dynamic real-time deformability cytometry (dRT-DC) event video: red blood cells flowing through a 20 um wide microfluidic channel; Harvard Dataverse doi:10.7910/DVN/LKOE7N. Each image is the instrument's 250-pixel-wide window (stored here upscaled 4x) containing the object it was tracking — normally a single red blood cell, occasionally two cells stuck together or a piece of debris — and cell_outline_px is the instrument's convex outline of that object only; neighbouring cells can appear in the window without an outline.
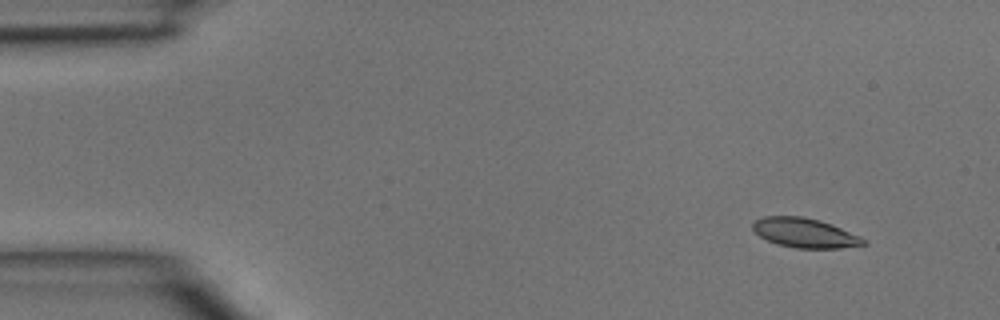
{"species": "common noctule bat (a hibernating species)", "species_latin": "Nyctalus noctula", "temperature_condition": "room temperature", "stored_images_in_passage": 42, "camera_frame_rate_fps": 3000, "um_per_image_px": 0.085, "animal": {"sex": "male", "body_mass_g": 15.6}, "frame": {"image": 1, "passage_image": 1, "time_ms": 0.0, "image_size_px": [1000, 320], "cell_outline_px": [[868, 244], [840, 248], [796, 248], [776, 244], [760, 236], [752, 228], [752, 224], [756, 220], [764, 216], [804, 216], [820, 220], [832, 224], [860, 236], [868, 240]], "centroid_in_image_um": [68.44, 19.79], "position_along_channel_um": 16.6, "area_um2": 19.13}}
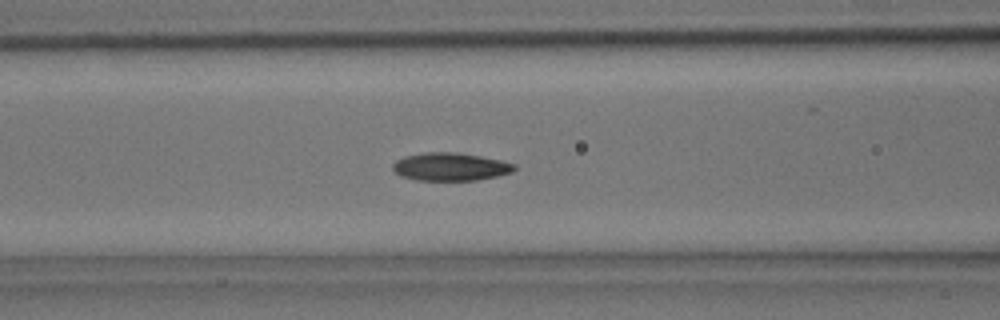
{"frame": {"image": 2, "passage_image": 15, "time_ms": 4.667, "image_size_px": [1000, 320], "cell_outline_px": [[516, 168], [512, 172], [496, 176], [476, 180], [416, 180], [400, 176], [392, 168], [392, 164], [396, 160], [404, 156], [424, 152], [456, 152], [480, 156], [500, 160], [516, 164]], "centroid_in_image_um": [38.26, 14.17], "position_along_channel_um": 128.3, "area_um2": 19.83}}
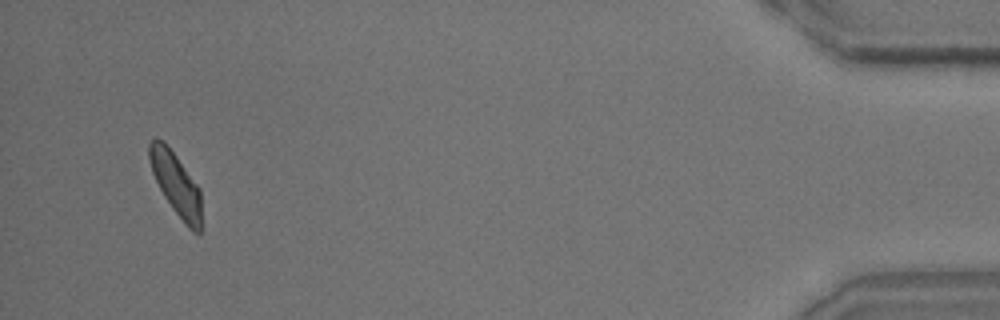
{"frame": {"image": 3, "passage_image": 40, "time_ms": 13.0, "image_size_px": [1000, 320], "cell_outline_px": [[200, 232], [192, 232], [184, 224], [172, 208], [164, 196], [152, 172], [148, 160], [148, 144], [156, 136], [164, 140], [200, 188]], "centroid_in_image_um": [14.92, 15.6], "position_along_channel_um": 420.3, "area_um2": 19.02}}